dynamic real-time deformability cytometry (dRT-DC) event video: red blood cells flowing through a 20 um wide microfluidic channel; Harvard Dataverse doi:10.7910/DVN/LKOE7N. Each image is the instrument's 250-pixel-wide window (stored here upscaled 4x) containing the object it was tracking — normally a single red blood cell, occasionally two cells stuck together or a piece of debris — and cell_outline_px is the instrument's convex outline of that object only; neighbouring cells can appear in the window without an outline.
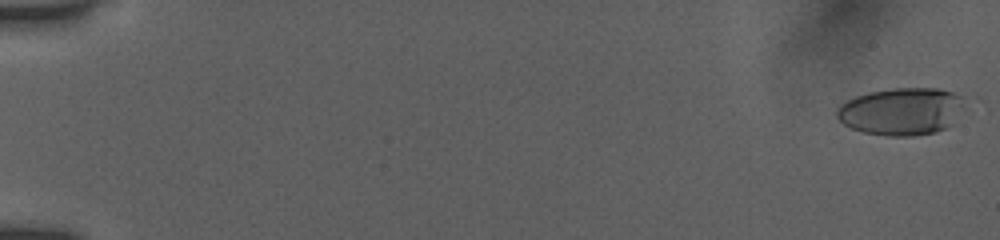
{"species": "human", "species_latin": "Homo sapiens", "temperature_condition": "room temperature", "stored_images_in_passage": 54, "camera_frame_rate_fps": 3000, "um_per_image_px": 0.085, "donor": {"sex": "female"}, "frame": {"image": 1, "passage_image": 1, "time_ms": 0.0, "image_size_px": [1000, 240], "cell_outline_px": [[976, 96], [952, 124], [936, 132], [912, 136], [884, 136], [864, 132], [852, 128], [844, 124], [836, 116], [836, 108], [840, 104], [856, 96], [868, 92], [892, 88], [940, 88]], "centroid_in_image_um": [76.79, 9.43], "position_along_channel_um": 8.2, "area_um2": 36.65}}
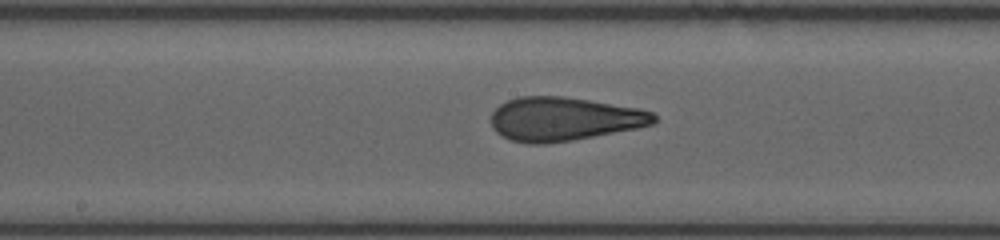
{"frame": {"image": 2, "passage_image": 30, "time_ms": 9.667, "image_size_px": [1000, 240], "cell_outline_px": [[656, 120], [652, 124], [636, 128], [572, 140], [544, 144], [528, 144], [512, 140], [496, 132], [492, 128], [492, 112], [500, 104], [508, 100], [520, 96], [564, 96], [640, 108], [652, 112], [656, 116]], "centroid_in_image_um": [47.92, 10.11], "position_along_channel_um": 200.3, "area_um2": 41.33}}
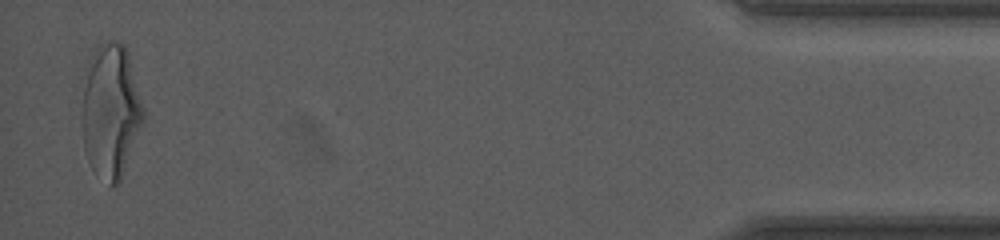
{"frame": {"image": 3, "passage_image": 53, "time_ms": 17.333, "image_size_px": [1000, 240], "cell_outline_px": [[144, 124], [120, 184], [112, 188], [88, 160], [84, 148], [80, 116], [80, 80], [88, 60], [96, 48], [104, 40], [112, 40], [124, 44], [128, 52], [144, 112]], "centroid_in_image_um": [9.37, 9.41], "position_along_channel_um": 425.8, "area_um2": 49.36}, "authors_computed_cell_mechanics": {"area_um2": 40.749, "velocity_mm_per_s": 3.9275, "shape_relaxation_time_tau1_ms": 7.0236, "shape_relaxation_time_tau2_ms": 1.2759, "deformation_change_tau1": 0.262, "deformation_change_tau2": 0.0966}}